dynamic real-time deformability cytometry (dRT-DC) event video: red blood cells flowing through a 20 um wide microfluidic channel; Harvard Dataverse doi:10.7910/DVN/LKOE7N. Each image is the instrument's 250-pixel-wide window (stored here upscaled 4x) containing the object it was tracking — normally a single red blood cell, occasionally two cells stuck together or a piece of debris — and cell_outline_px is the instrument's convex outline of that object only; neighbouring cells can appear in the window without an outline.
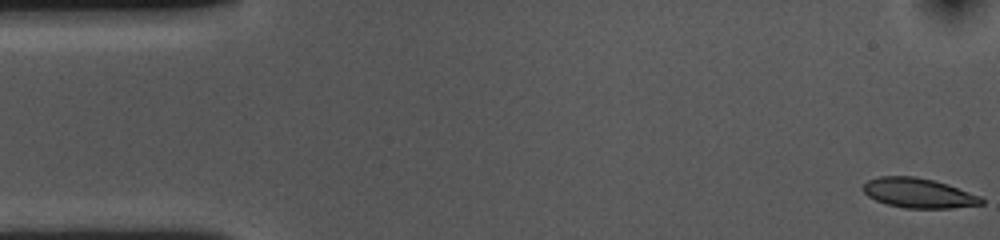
{"species": "common noctule bat (a hibernating species)", "species_latin": "Nyctalus noctula", "temperature_condition": "cold", "stored_images_in_passage": 54, "camera_frame_rate_fps": 3000, "um_per_image_px": 0.085, "animal": {"sex": "female", "body_mass_g": 10.0, "forearm_length_mm": 53.1}, "frame": {"image": 1, "passage_image": 1, "time_ms": 0.0, "image_size_px": [1000, 240], "cell_outline_px": [[984, 204], [952, 208], [904, 208], [888, 204], [876, 200], [868, 196], [860, 188], [868, 180], [880, 176], [916, 176], [948, 184], [980, 196], [984, 200]], "centroid_in_image_um": [78.07, 16.41], "position_along_channel_um": 6.9, "area_um2": 20.52}}
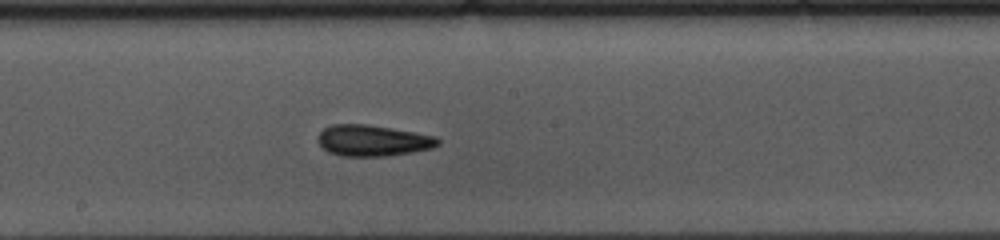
{"frame": {"image": 2, "passage_image": 28, "time_ms": 9.0, "image_size_px": [1000, 240], "cell_outline_px": [[440, 144], [432, 148], [412, 152], [388, 156], [340, 156], [328, 152], [316, 140], [316, 136], [324, 128], [332, 124], [368, 124], [392, 128], [436, 136], [440, 140]], "centroid_in_image_um": [31.67, 11.94], "position_along_channel_um": 216.5, "area_um2": 21.96}}
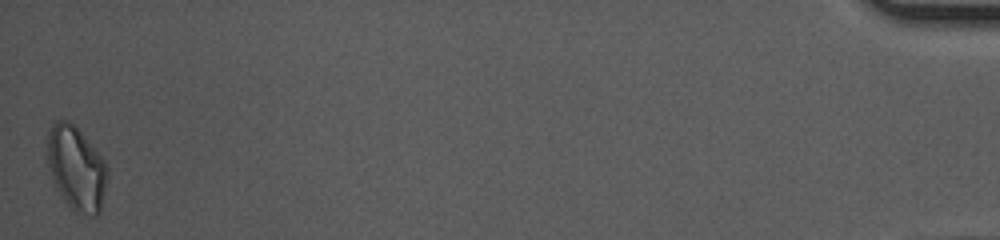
{"frame": {"image": 3, "passage_image": 54, "time_ms": 17.667, "image_size_px": [1000, 240], "cell_outline_px": [[108, 176], [100, 212], [96, 216], [92, 216], [76, 212], [64, 200], [52, 180], [48, 164], [48, 132], [52, 124], [56, 120], [64, 120], [72, 124], [84, 136], [104, 160], [108, 168]], "centroid_in_image_um": [6.5, 14.33], "position_along_channel_um": 428.7, "area_um2": 29.07}, "authors_computed_cell_mechanics": {"area_um2": 21.2993, "velocity_mm_per_s": 3.6075, "shape_relaxation_time_tau1_ms": 5.4887, "shape_relaxation_time_tau2_ms": 2.8397, "deformation_change_tau1": 0.1178, "deformation_change_tau2": 0.0788}}